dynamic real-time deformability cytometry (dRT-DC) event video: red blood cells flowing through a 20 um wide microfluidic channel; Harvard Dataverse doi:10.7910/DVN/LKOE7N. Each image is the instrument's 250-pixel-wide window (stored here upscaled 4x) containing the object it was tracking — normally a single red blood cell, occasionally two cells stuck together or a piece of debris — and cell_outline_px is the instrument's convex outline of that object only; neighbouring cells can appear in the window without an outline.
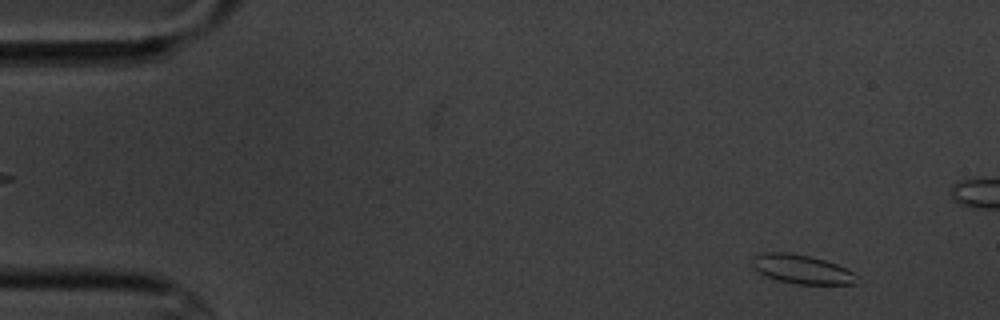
{"species": "common noctule bat (a hibernating species)", "species_latin": "Nyctalus noctula", "temperature_condition": "cold", "stored_images_in_passage": 4, "camera_frame_rate_fps": 3000, "um_per_image_px": 0.085, "animal": {"sex": "male", "body_mass_g": 20.1, "forearm_length_mm": 53.5}, "frame": {"image": 1, "passage_image": 4, "time_ms": 4.333, "image_size_px": [1000, 320], "cell_outline_px": [[856, 284], [796, 284], [780, 280], [768, 276], [760, 272], [752, 264], [752, 260], [756, 256], [764, 252], [788, 252], [808, 256], [824, 260], [836, 264], [852, 272], [856, 276]], "centroid_in_image_um": [68.16, 22.88], "position_along_channel_um": 16.8, "area_um2": 17.17}}